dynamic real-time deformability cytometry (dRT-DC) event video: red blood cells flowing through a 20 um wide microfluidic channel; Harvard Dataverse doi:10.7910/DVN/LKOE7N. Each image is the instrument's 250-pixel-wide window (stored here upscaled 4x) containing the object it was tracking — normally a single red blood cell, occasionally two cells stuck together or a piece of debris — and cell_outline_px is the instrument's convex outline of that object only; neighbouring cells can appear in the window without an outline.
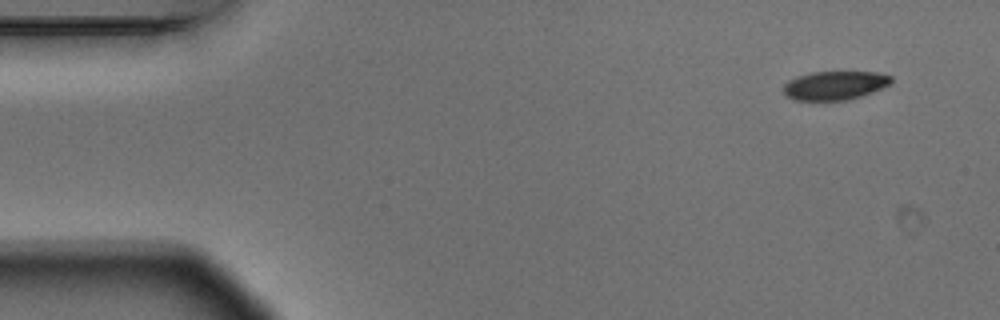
{"species": "Egyptian fruit bat (a non-hibernating species)", "species_latin": "Rousettus aegyptiacus", "temperature_condition": "warm", "stored_images_in_passage": 3, "camera_frame_rate_fps": 3000, "um_per_image_px": 0.085, "animal": {"sex": "male"}, "frame": {"image": 1, "passage_image": 1, "time_ms": 0.0, "image_size_px": [1000, 320], "cell_outline_px": [[892, 84], [872, 92], [848, 100], [792, 100], [784, 96], [784, 84], [788, 80], [796, 76], [812, 72], [876, 72], [892, 76]], "centroid_in_image_um": [70.94, 7.26], "position_along_channel_um": 14.1, "area_um2": 18.21}}